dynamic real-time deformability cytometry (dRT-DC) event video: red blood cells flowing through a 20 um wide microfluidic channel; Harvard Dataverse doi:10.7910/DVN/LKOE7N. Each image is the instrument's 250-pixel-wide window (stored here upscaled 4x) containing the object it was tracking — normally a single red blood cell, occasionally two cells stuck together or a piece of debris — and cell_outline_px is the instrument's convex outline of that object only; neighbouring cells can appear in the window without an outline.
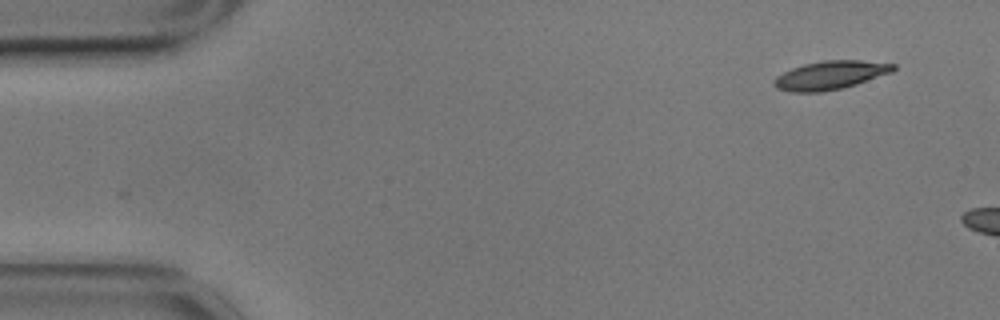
{"species": "common noctule bat (a hibernating species)", "species_latin": "Nyctalus noctula", "temperature_condition": "cold", "stored_images_in_passage": 6, "camera_frame_rate_fps": 3000, "um_per_image_px": 0.085, "animal": {"sex": "male", "body_mass_g": 17.9}, "frame": {"image": 1, "passage_image": 1, "time_ms": 0.0, "image_size_px": [1000, 320], "cell_outline_px": [[896, 68], [892, 72], [856, 84], [840, 88], [820, 92], [788, 92], [776, 88], [772, 84], [772, 80], [776, 76], [792, 68], [804, 64], [824, 60], [860, 60], [896, 64]], "centroid_in_image_um": [70.54, 6.39], "position_along_channel_um": 14.5, "area_um2": 19.83}}